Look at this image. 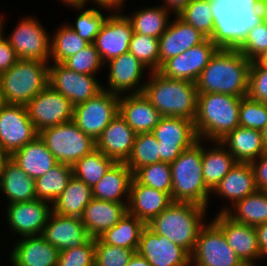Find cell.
I'll use <instances>...</instances> for the list:
<instances>
[{"label": "cell", "mask_w": 267, "mask_h": 266, "mask_svg": "<svg viewBox=\"0 0 267 266\" xmlns=\"http://www.w3.org/2000/svg\"><path fill=\"white\" fill-rule=\"evenodd\" d=\"M223 45L220 40L207 38L203 43L166 60L158 71L168 78L195 83L211 58Z\"/></svg>", "instance_id": "9a60e30c"}, {"label": "cell", "mask_w": 267, "mask_h": 266, "mask_svg": "<svg viewBox=\"0 0 267 266\" xmlns=\"http://www.w3.org/2000/svg\"><path fill=\"white\" fill-rule=\"evenodd\" d=\"M29 118L37 132L73 120L70 100L47 85L27 105Z\"/></svg>", "instance_id": "2e32d148"}, {"label": "cell", "mask_w": 267, "mask_h": 266, "mask_svg": "<svg viewBox=\"0 0 267 266\" xmlns=\"http://www.w3.org/2000/svg\"><path fill=\"white\" fill-rule=\"evenodd\" d=\"M109 67L108 84L104 90L117 95L142 93L147 67L131 52H126L106 62ZM143 81V82H141Z\"/></svg>", "instance_id": "ac0fdd59"}, {"label": "cell", "mask_w": 267, "mask_h": 266, "mask_svg": "<svg viewBox=\"0 0 267 266\" xmlns=\"http://www.w3.org/2000/svg\"><path fill=\"white\" fill-rule=\"evenodd\" d=\"M212 147L202 144V176L206 186L212 191L237 163L230 152L219 142H211Z\"/></svg>", "instance_id": "e575fe53"}, {"label": "cell", "mask_w": 267, "mask_h": 266, "mask_svg": "<svg viewBox=\"0 0 267 266\" xmlns=\"http://www.w3.org/2000/svg\"><path fill=\"white\" fill-rule=\"evenodd\" d=\"M152 266H189L191 255L166 236L154 233L147 226L142 230L136 251Z\"/></svg>", "instance_id": "44dd1931"}, {"label": "cell", "mask_w": 267, "mask_h": 266, "mask_svg": "<svg viewBox=\"0 0 267 266\" xmlns=\"http://www.w3.org/2000/svg\"><path fill=\"white\" fill-rule=\"evenodd\" d=\"M6 206L8 229L20 237L41 235L53 211L51 203L39 199Z\"/></svg>", "instance_id": "ffe728a7"}, {"label": "cell", "mask_w": 267, "mask_h": 266, "mask_svg": "<svg viewBox=\"0 0 267 266\" xmlns=\"http://www.w3.org/2000/svg\"><path fill=\"white\" fill-rule=\"evenodd\" d=\"M48 85L69 99L73 106L88 101L103 90L98 78L77 73L63 63H49Z\"/></svg>", "instance_id": "e0dca14e"}, {"label": "cell", "mask_w": 267, "mask_h": 266, "mask_svg": "<svg viewBox=\"0 0 267 266\" xmlns=\"http://www.w3.org/2000/svg\"><path fill=\"white\" fill-rule=\"evenodd\" d=\"M133 33L132 24L126 15L109 12L94 42L104 64L129 51Z\"/></svg>", "instance_id": "d6986e66"}, {"label": "cell", "mask_w": 267, "mask_h": 266, "mask_svg": "<svg viewBox=\"0 0 267 266\" xmlns=\"http://www.w3.org/2000/svg\"><path fill=\"white\" fill-rule=\"evenodd\" d=\"M257 191L254 173L250 162H237L227 175L211 191L216 197L228 200V207Z\"/></svg>", "instance_id": "4dcf8cb0"}, {"label": "cell", "mask_w": 267, "mask_h": 266, "mask_svg": "<svg viewBox=\"0 0 267 266\" xmlns=\"http://www.w3.org/2000/svg\"><path fill=\"white\" fill-rule=\"evenodd\" d=\"M256 61L264 67H267V51H265L260 57L256 59Z\"/></svg>", "instance_id": "6125c7cd"}, {"label": "cell", "mask_w": 267, "mask_h": 266, "mask_svg": "<svg viewBox=\"0 0 267 266\" xmlns=\"http://www.w3.org/2000/svg\"><path fill=\"white\" fill-rule=\"evenodd\" d=\"M171 203L173 201L168 193L139 184L133 178L128 202V213L130 215L136 216L147 224Z\"/></svg>", "instance_id": "83f0119b"}, {"label": "cell", "mask_w": 267, "mask_h": 266, "mask_svg": "<svg viewBox=\"0 0 267 266\" xmlns=\"http://www.w3.org/2000/svg\"><path fill=\"white\" fill-rule=\"evenodd\" d=\"M210 221L199 230L196 245L191 254V265L246 266L228 245L222 230L212 220Z\"/></svg>", "instance_id": "30bf717a"}, {"label": "cell", "mask_w": 267, "mask_h": 266, "mask_svg": "<svg viewBox=\"0 0 267 266\" xmlns=\"http://www.w3.org/2000/svg\"><path fill=\"white\" fill-rule=\"evenodd\" d=\"M137 133L118 112L96 139V148L115 162L129 158Z\"/></svg>", "instance_id": "d4e9b609"}, {"label": "cell", "mask_w": 267, "mask_h": 266, "mask_svg": "<svg viewBox=\"0 0 267 266\" xmlns=\"http://www.w3.org/2000/svg\"><path fill=\"white\" fill-rule=\"evenodd\" d=\"M17 24L6 38L18 58L50 62L51 34L42 23L36 17L26 16Z\"/></svg>", "instance_id": "4fadbf2b"}, {"label": "cell", "mask_w": 267, "mask_h": 266, "mask_svg": "<svg viewBox=\"0 0 267 266\" xmlns=\"http://www.w3.org/2000/svg\"><path fill=\"white\" fill-rule=\"evenodd\" d=\"M90 1L91 4L92 2H94L93 4L97 5L98 8L100 7L101 10L106 9L111 13H123V7L125 6V2L127 0H85V8L86 5H88V2L90 3Z\"/></svg>", "instance_id": "11a10c76"}, {"label": "cell", "mask_w": 267, "mask_h": 266, "mask_svg": "<svg viewBox=\"0 0 267 266\" xmlns=\"http://www.w3.org/2000/svg\"><path fill=\"white\" fill-rule=\"evenodd\" d=\"M4 33L0 35V74L9 70L19 60Z\"/></svg>", "instance_id": "f5cc1de1"}, {"label": "cell", "mask_w": 267, "mask_h": 266, "mask_svg": "<svg viewBox=\"0 0 267 266\" xmlns=\"http://www.w3.org/2000/svg\"><path fill=\"white\" fill-rule=\"evenodd\" d=\"M63 64L77 73L93 76L97 74L101 67L105 68L94 43H89L79 53L67 58Z\"/></svg>", "instance_id": "7dc6e473"}, {"label": "cell", "mask_w": 267, "mask_h": 266, "mask_svg": "<svg viewBox=\"0 0 267 266\" xmlns=\"http://www.w3.org/2000/svg\"><path fill=\"white\" fill-rule=\"evenodd\" d=\"M143 94L162 117H179L194 121L197 115L198 90L186 80L163 76L159 71H147Z\"/></svg>", "instance_id": "7a4b0ae2"}, {"label": "cell", "mask_w": 267, "mask_h": 266, "mask_svg": "<svg viewBox=\"0 0 267 266\" xmlns=\"http://www.w3.org/2000/svg\"><path fill=\"white\" fill-rule=\"evenodd\" d=\"M114 163L96 148L72 165L73 176L93 188Z\"/></svg>", "instance_id": "60d3db41"}, {"label": "cell", "mask_w": 267, "mask_h": 266, "mask_svg": "<svg viewBox=\"0 0 267 266\" xmlns=\"http://www.w3.org/2000/svg\"><path fill=\"white\" fill-rule=\"evenodd\" d=\"M233 0H192L178 16L208 39L230 43Z\"/></svg>", "instance_id": "52a82bcc"}, {"label": "cell", "mask_w": 267, "mask_h": 266, "mask_svg": "<svg viewBox=\"0 0 267 266\" xmlns=\"http://www.w3.org/2000/svg\"><path fill=\"white\" fill-rule=\"evenodd\" d=\"M133 178L139 183L172 195L170 163L157 162L139 168Z\"/></svg>", "instance_id": "ee69618b"}, {"label": "cell", "mask_w": 267, "mask_h": 266, "mask_svg": "<svg viewBox=\"0 0 267 266\" xmlns=\"http://www.w3.org/2000/svg\"><path fill=\"white\" fill-rule=\"evenodd\" d=\"M59 250L42 235L24 236L10 253L12 266H57Z\"/></svg>", "instance_id": "484cf974"}, {"label": "cell", "mask_w": 267, "mask_h": 266, "mask_svg": "<svg viewBox=\"0 0 267 266\" xmlns=\"http://www.w3.org/2000/svg\"><path fill=\"white\" fill-rule=\"evenodd\" d=\"M242 97L223 93H198L194 126L198 139L220 141L239 127V108Z\"/></svg>", "instance_id": "3957f363"}, {"label": "cell", "mask_w": 267, "mask_h": 266, "mask_svg": "<svg viewBox=\"0 0 267 266\" xmlns=\"http://www.w3.org/2000/svg\"><path fill=\"white\" fill-rule=\"evenodd\" d=\"M198 140L185 149L172 163V201L190 202L208 208L211 190L202 176V143Z\"/></svg>", "instance_id": "5b68a950"}, {"label": "cell", "mask_w": 267, "mask_h": 266, "mask_svg": "<svg viewBox=\"0 0 267 266\" xmlns=\"http://www.w3.org/2000/svg\"><path fill=\"white\" fill-rule=\"evenodd\" d=\"M119 113L137 134L152 132L162 117L143 93L120 95Z\"/></svg>", "instance_id": "4316f807"}, {"label": "cell", "mask_w": 267, "mask_h": 266, "mask_svg": "<svg viewBox=\"0 0 267 266\" xmlns=\"http://www.w3.org/2000/svg\"><path fill=\"white\" fill-rule=\"evenodd\" d=\"M250 164L253 169L257 190L267 191V150Z\"/></svg>", "instance_id": "db71d44e"}, {"label": "cell", "mask_w": 267, "mask_h": 266, "mask_svg": "<svg viewBox=\"0 0 267 266\" xmlns=\"http://www.w3.org/2000/svg\"><path fill=\"white\" fill-rule=\"evenodd\" d=\"M39 133L32 124L26 105L4 103L0 108V152L10 156L33 141Z\"/></svg>", "instance_id": "7c38bea8"}, {"label": "cell", "mask_w": 267, "mask_h": 266, "mask_svg": "<svg viewBox=\"0 0 267 266\" xmlns=\"http://www.w3.org/2000/svg\"><path fill=\"white\" fill-rule=\"evenodd\" d=\"M88 44L66 23L65 25L62 24L51 37L50 61L63 63L70 56L79 53Z\"/></svg>", "instance_id": "b9f144b4"}, {"label": "cell", "mask_w": 267, "mask_h": 266, "mask_svg": "<svg viewBox=\"0 0 267 266\" xmlns=\"http://www.w3.org/2000/svg\"><path fill=\"white\" fill-rule=\"evenodd\" d=\"M2 32H3V31H2V27L0 26V35L2 34Z\"/></svg>", "instance_id": "89a4df30"}, {"label": "cell", "mask_w": 267, "mask_h": 266, "mask_svg": "<svg viewBox=\"0 0 267 266\" xmlns=\"http://www.w3.org/2000/svg\"><path fill=\"white\" fill-rule=\"evenodd\" d=\"M192 0H164L162 5L171 14L178 15Z\"/></svg>", "instance_id": "680465c9"}, {"label": "cell", "mask_w": 267, "mask_h": 266, "mask_svg": "<svg viewBox=\"0 0 267 266\" xmlns=\"http://www.w3.org/2000/svg\"><path fill=\"white\" fill-rule=\"evenodd\" d=\"M261 134H262V141H263L264 147L267 150V123L264 126V128L261 130Z\"/></svg>", "instance_id": "be15d7a7"}, {"label": "cell", "mask_w": 267, "mask_h": 266, "mask_svg": "<svg viewBox=\"0 0 267 266\" xmlns=\"http://www.w3.org/2000/svg\"><path fill=\"white\" fill-rule=\"evenodd\" d=\"M261 257L267 258V222L255 226Z\"/></svg>", "instance_id": "9f6ffc18"}, {"label": "cell", "mask_w": 267, "mask_h": 266, "mask_svg": "<svg viewBox=\"0 0 267 266\" xmlns=\"http://www.w3.org/2000/svg\"><path fill=\"white\" fill-rule=\"evenodd\" d=\"M161 162L158 141L151 132L138 133L125 164L133 174L141 167Z\"/></svg>", "instance_id": "7bdbcfd3"}, {"label": "cell", "mask_w": 267, "mask_h": 266, "mask_svg": "<svg viewBox=\"0 0 267 266\" xmlns=\"http://www.w3.org/2000/svg\"><path fill=\"white\" fill-rule=\"evenodd\" d=\"M3 104H4V102H3L2 94H1V90H0V108L2 107Z\"/></svg>", "instance_id": "03108f58"}, {"label": "cell", "mask_w": 267, "mask_h": 266, "mask_svg": "<svg viewBox=\"0 0 267 266\" xmlns=\"http://www.w3.org/2000/svg\"><path fill=\"white\" fill-rule=\"evenodd\" d=\"M126 266H152L144 257L137 252L133 254L130 261Z\"/></svg>", "instance_id": "91938a15"}, {"label": "cell", "mask_w": 267, "mask_h": 266, "mask_svg": "<svg viewBox=\"0 0 267 266\" xmlns=\"http://www.w3.org/2000/svg\"><path fill=\"white\" fill-rule=\"evenodd\" d=\"M129 52L140 60L149 71L159 70V38L133 33Z\"/></svg>", "instance_id": "bcb514c9"}, {"label": "cell", "mask_w": 267, "mask_h": 266, "mask_svg": "<svg viewBox=\"0 0 267 266\" xmlns=\"http://www.w3.org/2000/svg\"><path fill=\"white\" fill-rule=\"evenodd\" d=\"M173 18L175 19H171L166 31L159 37V69L169 58L178 56L207 39L178 15Z\"/></svg>", "instance_id": "cb8c5ba5"}, {"label": "cell", "mask_w": 267, "mask_h": 266, "mask_svg": "<svg viewBox=\"0 0 267 266\" xmlns=\"http://www.w3.org/2000/svg\"><path fill=\"white\" fill-rule=\"evenodd\" d=\"M4 155L0 152V163H1V160L3 159Z\"/></svg>", "instance_id": "a7ac6f4b"}, {"label": "cell", "mask_w": 267, "mask_h": 266, "mask_svg": "<svg viewBox=\"0 0 267 266\" xmlns=\"http://www.w3.org/2000/svg\"><path fill=\"white\" fill-rule=\"evenodd\" d=\"M39 136L58 163L70 166L96 149V141L83 133L73 120L46 128Z\"/></svg>", "instance_id": "9c48e42d"}, {"label": "cell", "mask_w": 267, "mask_h": 266, "mask_svg": "<svg viewBox=\"0 0 267 266\" xmlns=\"http://www.w3.org/2000/svg\"><path fill=\"white\" fill-rule=\"evenodd\" d=\"M0 192L8 204L36 199L35 179L29 177L9 156L0 163Z\"/></svg>", "instance_id": "f546056e"}, {"label": "cell", "mask_w": 267, "mask_h": 266, "mask_svg": "<svg viewBox=\"0 0 267 266\" xmlns=\"http://www.w3.org/2000/svg\"><path fill=\"white\" fill-rule=\"evenodd\" d=\"M151 133L158 141L161 161L167 163L199 140L194 121L179 117H161Z\"/></svg>", "instance_id": "5bb4252c"}, {"label": "cell", "mask_w": 267, "mask_h": 266, "mask_svg": "<svg viewBox=\"0 0 267 266\" xmlns=\"http://www.w3.org/2000/svg\"><path fill=\"white\" fill-rule=\"evenodd\" d=\"M92 199V188L72 176L67 187L52 204V209L54 213L62 216L80 218Z\"/></svg>", "instance_id": "8d00e7d4"}, {"label": "cell", "mask_w": 267, "mask_h": 266, "mask_svg": "<svg viewBox=\"0 0 267 266\" xmlns=\"http://www.w3.org/2000/svg\"><path fill=\"white\" fill-rule=\"evenodd\" d=\"M266 123L267 103L243 97L239 108V126L261 131Z\"/></svg>", "instance_id": "c3c4849f"}, {"label": "cell", "mask_w": 267, "mask_h": 266, "mask_svg": "<svg viewBox=\"0 0 267 266\" xmlns=\"http://www.w3.org/2000/svg\"><path fill=\"white\" fill-rule=\"evenodd\" d=\"M61 1L64 5L67 4L69 7H78V6H85V0H58Z\"/></svg>", "instance_id": "94428289"}, {"label": "cell", "mask_w": 267, "mask_h": 266, "mask_svg": "<svg viewBox=\"0 0 267 266\" xmlns=\"http://www.w3.org/2000/svg\"><path fill=\"white\" fill-rule=\"evenodd\" d=\"M246 4L267 24V0H247Z\"/></svg>", "instance_id": "6f0895ef"}, {"label": "cell", "mask_w": 267, "mask_h": 266, "mask_svg": "<svg viewBox=\"0 0 267 266\" xmlns=\"http://www.w3.org/2000/svg\"><path fill=\"white\" fill-rule=\"evenodd\" d=\"M170 14L162 5H155L142 7L126 16L132 24L134 33L159 38L169 25Z\"/></svg>", "instance_id": "f35d334b"}, {"label": "cell", "mask_w": 267, "mask_h": 266, "mask_svg": "<svg viewBox=\"0 0 267 266\" xmlns=\"http://www.w3.org/2000/svg\"><path fill=\"white\" fill-rule=\"evenodd\" d=\"M4 19L5 18L3 17V15L2 16L0 15V26L2 27V31H4V25H5Z\"/></svg>", "instance_id": "e7e4bbea"}, {"label": "cell", "mask_w": 267, "mask_h": 266, "mask_svg": "<svg viewBox=\"0 0 267 266\" xmlns=\"http://www.w3.org/2000/svg\"><path fill=\"white\" fill-rule=\"evenodd\" d=\"M230 43L251 61L267 51V24L246 3L233 6Z\"/></svg>", "instance_id": "ba28073f"}, {"label": "cell", "mask_w": 267, "mask_h": 266, "mask_svg": "<svg viewBox=\"0 0 267 266\" xmlns=\"http://www.w3.org/2000/svg\"><path fill=\"white\" fill-rule=\"evenodd\" d=\"M247 96L267 103V67L261 66L256 60L250 65Z\"/></svg>", "instance_id": "816d5d0a"}, {"label": "cell", "mask_w": 267, "mask_h": 266, "mask_svg": "<svg viewBox=\"0 0 267 266\" xmlns=\"http://www.w3.org/2000/svg\"><path fill=\"white\" fill-rule=\"evenodd\" d=\"M145 227L146 224L143 221L128 213L98 238L105 244L132 249L136 252Z\"/></svg>", "instance_id": "74e56055"}, {"label": "cell", "mask_w": 267, "mask_h": 266, "mask_svg": "<svg viewBox=\"0 0 267 266\" xmlns=\"http://www.w3.org/2000/svg\"><path fill=\"white\" fill-rule=\"evenodd\" d=\"M133 172L123 162H115L92 188L94 199L128 203ZM125 198V199H124Z\"/></svg>", "instance_id": "1f68e13d"}, {"label": "cell", "mask_w": 267, "mask_h": 266, "mask_svg": "<svg viewBox=\"0 0 267 266\" xmlns=\"http://www.w3.org/2000/svg\"><path fill=\"white\" fill-rule=\"evenodd\" d=\"M41 235L59 252L80 247L91 238L80 218L62 216L53 211Z\"/></svg>", "instance_id": "603a6c76"}, {"label": "cell", "mask_w": 267, "mask_h": 266, "mask_svg": "<svg viewBox=\"0 0 267 266\" xmlns=\"http://www.w3.org/2000/svg\"><path fill=\"white\" fill-rule=\"evenodd\" d=\"M135 251L111 246L95 238V266H126Z\"/></svg>", "instance_id": "681fc988"}, {"label": "cell", "mask_w": 267, "mask_h": 266, "mask_svg": "<svg viewBox=\"0 0 267 266\" xmlns=\"http://www.w3.org/2000/svg\"><path fill=\"white\" fill-rule=\"evenodd\" d=\"M218 213H225L233 221L253 227L266 223L267 191L257 190L230 208L224 206Z\"/></svg>", "instance_id": "d590c367"}, {"label": "cell", "mask_w": 267, "mask_h": 266, "mask_svg": "<svg viewBox=\"0 0 267 266\" xmlns=\"http://www.w3.org/2000/svg\"><path fill=\"white\" fill-rule=\"evenodd\" d=\"M73 176L72 166L57 163L46 174L35 179L36 199L53 204Z\"/></svg>", "instance_id": "ab89813d"}, {"label": "cell", "mask_w": 267, "mask_h": 266, "mask_svg": "<svg viewBox=\"0 0 267 266\" xmlns=\"http://www.w3.org/2000/svg\"><path fill=\"white\" fill-rule=\"evenodd\" d=\"M57 266H95V238L80 247L59 252Z\"/></svg>", "instance_id": "f907efd6"}, {"label": "cell", "mask_w": 267, "mask_h": 266, "mask_svg": "<svg viewBox=\"0 0 267 266\" xmlns=\"http://www.w3.org/2000/svg\"><path fill=\"white\" fill-rule=\"evenodd\" d=\"M119 97L103 89L88 101L74 106L73 121L83 133L96 141L119 112Z\"/></svg>", "instance_id": "8fae6325"}, {"label": "cell", "mask_w": 267, "mask_h": 266, "mask_svg": "<svg viewBox=\"0 0 267 266\" xmlns=\"http://www.w3.org/2000/svg\"><path fill=\"white\" fill-rule=\"evenodd\" d=\"M128 214V203L92 199L80 217L91 238H98Z\"/></svg>", "instance_id": "f1b7e54d"}, {"label": "cell", "mask_w": 267, "mask_h": 266, "mask_svg": "<svg viewBox=\"0 0 267 266\" xmlns=\"http://www.w3.org/2000/svg\"><path fill=\"white\" fill-rule=\"evenodd\" d=\"M235 3H246L247 0H233Z\"/></svg>", "instance_id": "003e7915"}, {"label": "cell", "mask_w": 267, "mask_h": 266, "mask_svg": "<svg viewBox=\"0 0 267 266\" xmlns=\"http://www.w3.org/2000/svg\"><path fill=\"white\" fill-rule=\"evenodd\" d=\"M237 162H252L265 151L260 130L236 127L219 141Z\"/></svg>", "instance_id": "836d02e7"}, {"label": "cell", "mask_w": 267, "mask_h": 266, "mask_svg": "<svg viewBox=\"0 0 267 266\" xmlns=\"http://www.w3.org/2000/svg\"><path fill=\"white\" fill-rule=\"evenodd\" d=\"M19 59L0 74V90L4 103L27 105L49 81V64Z\"/></svg>", "instance_id": "8992f818"}, {"label": "cell", "mask_w": 267, "mask_h": 266, "mask_svg": "<svg viewBox=\"0 0 267 266\" xmlns=\"http://www.w3.org/2000/svg\"><path fill=\"white\" fill-rule=\"evenodd\" d=\"M251 62L231 43L224 44L195 82L198 93H223L246 97Z\"/></svg>", "instance_id": "6da1fadb"}, {"label": "cell", "mask_w": 267, "mask_h": 266, "mask_svg": "<svg viewBox=\"0 0 267 266\" xmlns=\"http://www.w3.org/2000/svg\"><path fill=\"white\" fill-rule=\"evenodd\" d=\"M207 214L204 206L190 202H173L146 226L154 233L166 236L191 255Z\"/></svg>", "instance_id": "277c9868"}, {"label": "cell", "mask_w": 267, "mask_h": 266, "mask_svg": "<svg viewBox=\"0 0 267 266\" xmlns=\"http://www.w3.org/2000/svg\"><path fill=\"white\" fill-rule=\"evenodd\" d=\"M9 157L33 179L43 176L58 163L39 135Z\"/></svg>", "instance_id": "d6a6232c"}, {"label": "cell", "mask_w": 267, "mask_h": 266, "mask_svg": "<svg viewBox=\"0 0 267 266\" xmlns=\"http://www.w3.org/2000/svg\"><path fill=\"white\" fill-rule=\"evenodd\" d=\"M72 8L75 9V11L78 10L80 14L77 15L74 25L66 23L67 26L77 32V34L88 43H94L96 36L100 32V29L109 14L104 15L102 14L103 12L93 7L85 10L83 9L84 6Z\"/></svg>", "instance_id": "f6af8a7d"}, {"label": "cell", "mask_w": 267, "mask_h": 266, "mask_svg": "<svg viewBox=\"0 0 267 266\" xmlns=\"http://www.w3.org/2000/svg\"><path fill=\"white\" fill-rule=\"evenodd\" d=\"M212 221L222 230L228 245L246 266H258L262 257L255 227L235 222L225 213H217Z\"/></svg>", "instance_id": "7402d4cb"}]
</instances>
